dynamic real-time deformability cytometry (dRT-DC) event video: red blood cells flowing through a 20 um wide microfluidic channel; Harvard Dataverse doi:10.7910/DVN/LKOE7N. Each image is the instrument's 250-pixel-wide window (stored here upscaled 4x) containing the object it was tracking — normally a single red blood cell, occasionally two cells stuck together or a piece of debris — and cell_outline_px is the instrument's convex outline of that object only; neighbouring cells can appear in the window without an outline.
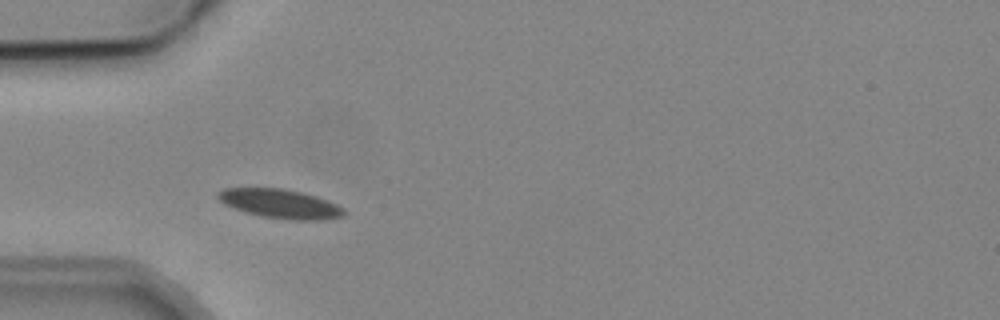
{"species": "common noctule bat (a hibernating species)", "species_latin": "Nyctalus noctula", "temperature_condition": "cold", "stored_images_in_passage": 2, "camera_frame_rate_fps": 3000, "um_per_image_px": 0.085, "animal": {"sex": "male", "body_mass_g": 19.2, "forearm_length_mm": 51.8}, "frame": {"image": 1, "passage_image": 1, "time_ms": 0.0, "image_size_px": [1000, 320], "cell_outline_px": [[348, 212], [344, 216], [324, 220], [292, 220], [260, 216], [244, 212], [224, 204], [216, 196], [224, 188], [284, 188], [316, 196], [328, 200], [344, 208]], "centroid_in_image_um": [23.86, 17.33], "position_along_channel_um": 61.1, "area_um2": 21.5}}